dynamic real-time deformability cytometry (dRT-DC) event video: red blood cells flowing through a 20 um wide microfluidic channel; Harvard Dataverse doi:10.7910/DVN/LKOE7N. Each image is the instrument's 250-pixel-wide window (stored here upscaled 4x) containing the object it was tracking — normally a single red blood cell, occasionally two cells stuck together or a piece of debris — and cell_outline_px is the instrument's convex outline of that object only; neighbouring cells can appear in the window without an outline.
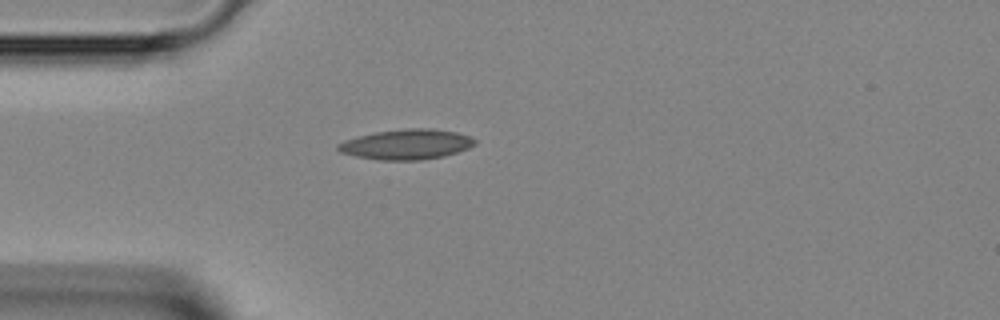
{"species": "Egyptian fruit bat (a non-hibernating species)", "species_latin": "Rousettus aegyptiacus", "temperature_condition": "room temperature", "stored_images_in_passage": 26, "camera_frame_rate_fps": 3000, "um_per_image_px": 0.085, "animal": {"sex": "female"}, "frame": {"image": 1, "passage_image": 1, "time_ms": 0.0, "image_size_px": [1000, 320], "cell_outline_px": [[476, 144], [468, 148], [444, 156], [420, 160], [380, 160], [356, 156], [340, 152], [336, 148], [336, 144], [344, 140], [376, 132], [408, 128], [432, 128], [456, 132], [472, 136], [476, 140]], "centroid_in_image_um": [34.57, 12.27], "position_along_channel_um": 50.4, "area_um2": 24.04}}
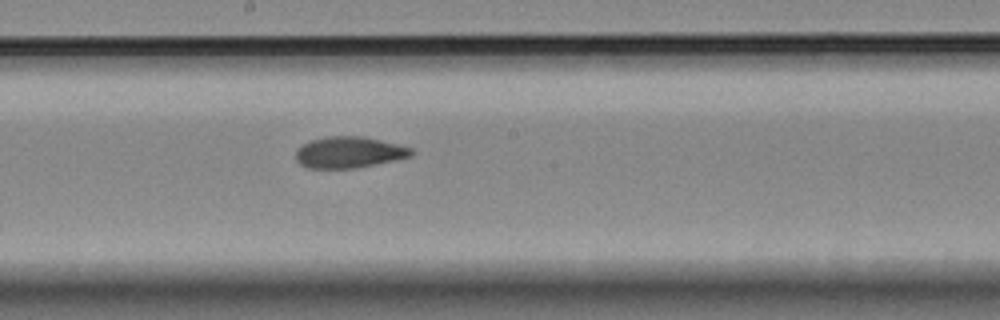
{"frame": {"image": 2, "passage_image": 13, "time_ms": 4.0, "image_size_px": [1000, 320], "cell_outline_px": [[412, 156], [396, 160], [356, 168], [308, 168], [300, 164], [296, 160], [296, 148], [312, 140], [328, 136], [364, 136], [412, 148]], "centroid_in_image_um": [29.66, 12.95], "position_along_channel_um": 218.5, "area_um2": 20.98}}
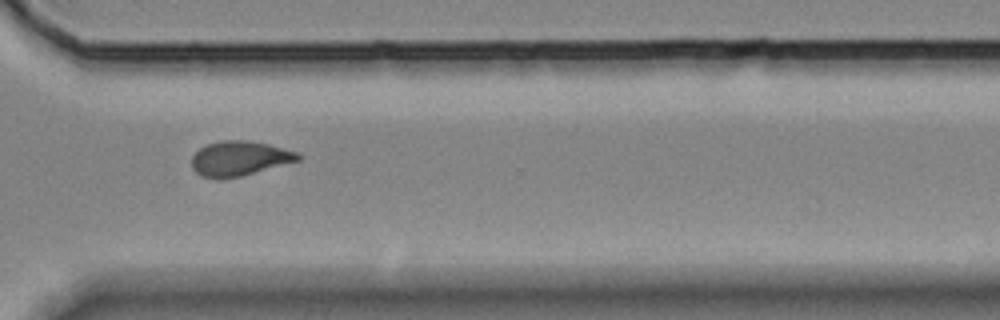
{"frame": {"image": 3, "passage_image": 22, "time_ms": 7.0, "image_size_px": [1000, 320], "cell_outline_px": [[300, 160], [240, 176], [220, 180], [200, 176], [192, 168], [192, 156], [200, 148], [208, 144], [220, 140], [244, 140], [268, 144], [300, 152]], "centroid_in_image_um": [20.34, 13.47], "position_along_channel_um": 350.3, "area_um2": 21.56}}